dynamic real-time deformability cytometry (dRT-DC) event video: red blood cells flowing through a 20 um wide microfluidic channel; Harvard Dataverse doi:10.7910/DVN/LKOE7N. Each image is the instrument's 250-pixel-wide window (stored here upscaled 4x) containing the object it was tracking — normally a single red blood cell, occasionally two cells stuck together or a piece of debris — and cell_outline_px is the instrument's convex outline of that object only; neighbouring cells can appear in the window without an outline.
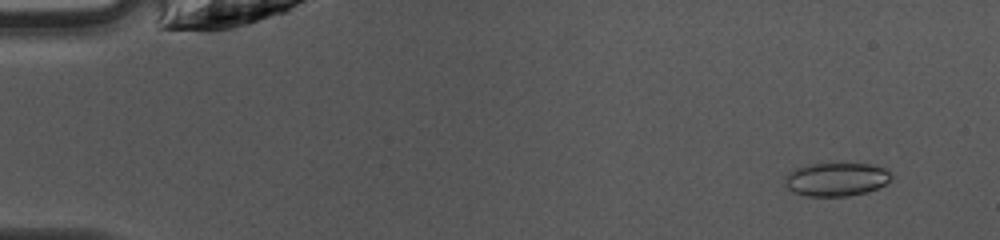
{"species": "common noctule bat (a hibernating species)", "species_latin": "Nyctalus noctula", "temperature_condition": "warm", "stored_images_in_passage": 47, "camera_frame_rate_fps": 3000, "um_per_image_px": 0.085, "animal": {"sex": "female", "body_mass_g": 10.0, "forearm_length_mm": 53.1}, "frame": {"image": 1, "passage_image": 4, "time_ms": 1.0, "image_size_px": [1000, 240], "cell_outline_px": [[892, 176], [884, 184], [876, 188], [864, 192], [848, 196], [804, 196], [792, 192], [784, 184], [784, 180], [788, 172], [792, 168], [808, 164], [872, 164], [888, 168], [892, 172]], "centroid_in_image_um": [71.04, 15.23], "position_along_channel_um": 14.0, "area_um2": 20.92}}
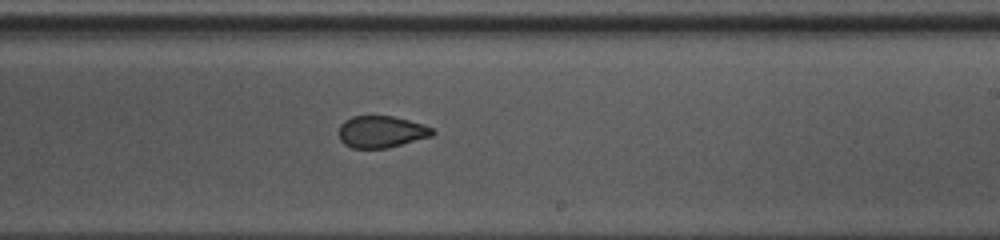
{"frame": {"image": 2, "passage_image": 29, "time_ms": 9.333, "image_size_px": [1000, 240], "cell_outline_px": [[436, 132], [432, 136], [388, 148], [352, 148], [344, 144], [340, 140], [340, 124], [344, 120], [352, 116], [392, 116], [424, 124], [432, 128]], "centroid_in_image_um": [32.42, 11.2], "position_along_channel_um": 256.6, "area_um2": 17.4}}
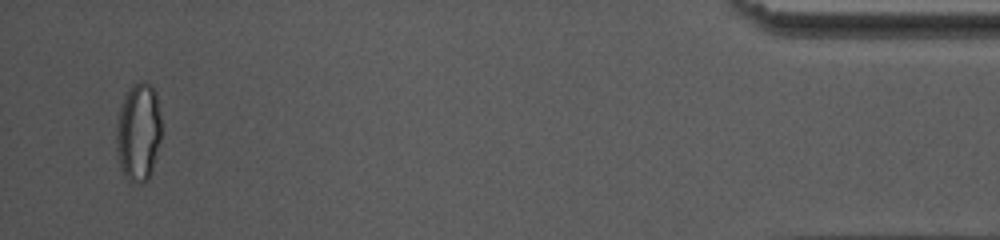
{"frame": {"image": 3, "passage_image": 46, "time_ms": 15.0, "image_size_px": [1000, 240], "cell_outline_px": [[160, 140], [152, 168], [148, 180], [140, 184], [132, 184], [124, 176], [120, 168], [116, 148], [116, 132], [120, 108], [124, 96], [132, 84], [140, 80], [144, 80], [152, 84], [156, 92], [160, 116]], "centroid_in_image_um": [11.76, 11.22], "position_along_channel_um": 423.4, "area_um2": 26.07}, "authors_computed_cell_mechanics": {"area_um2": 19.1318, "velocity_mm_per_s": 4.2392, "shape_relaxation_time_tau1_ms": null, "shape_relaxation_time_tau2_ms": 1.1952, "deformation_change_tau1": null, "deformation_change_tau2": 0.055}}